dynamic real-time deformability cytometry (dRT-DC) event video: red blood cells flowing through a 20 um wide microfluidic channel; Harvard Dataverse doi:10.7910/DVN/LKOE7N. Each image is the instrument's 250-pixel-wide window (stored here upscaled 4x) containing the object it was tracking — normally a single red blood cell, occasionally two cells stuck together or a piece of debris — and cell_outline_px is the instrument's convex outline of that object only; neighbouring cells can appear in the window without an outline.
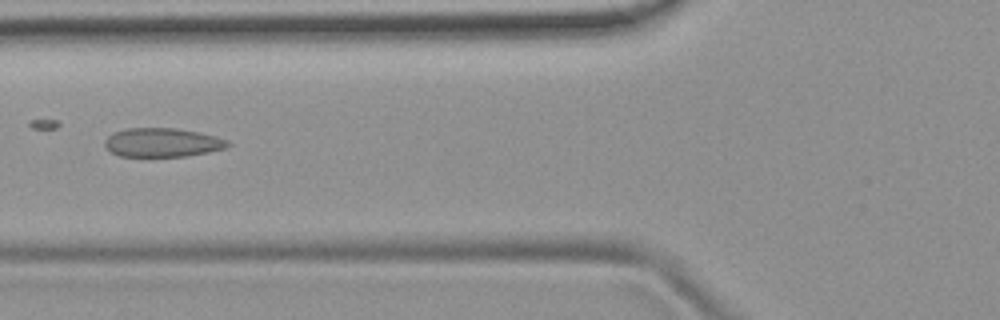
{"species": "common noctule bat (a hibernating species)", "species_latin": "Nyctalus noctula", "temperature_condition": "room temperature", "stored_images_in_passage": 5, "camera_frame_rate_fps": 3000, "um_per_image_px": 0.085, "animal": {"sex": "female", "body_mass_g": 19.9}, "frame": {"image": 1, "passage_image": 5, "time_ms": 5.667, "image_size_px": [1000, 320], "cell_outline_px": [[232, 144], [224, 148], [208, 152], [188, 156], [120, 156], [112, 152], [104, 144], [104, 140], [112, 132], [128, 128], [176, 128], [216, 136], [228, 140]], "centroid_in_image_um": [13.8, 12.11], "position_along_channel_um": 112.0, "area_um2": 20.63}}